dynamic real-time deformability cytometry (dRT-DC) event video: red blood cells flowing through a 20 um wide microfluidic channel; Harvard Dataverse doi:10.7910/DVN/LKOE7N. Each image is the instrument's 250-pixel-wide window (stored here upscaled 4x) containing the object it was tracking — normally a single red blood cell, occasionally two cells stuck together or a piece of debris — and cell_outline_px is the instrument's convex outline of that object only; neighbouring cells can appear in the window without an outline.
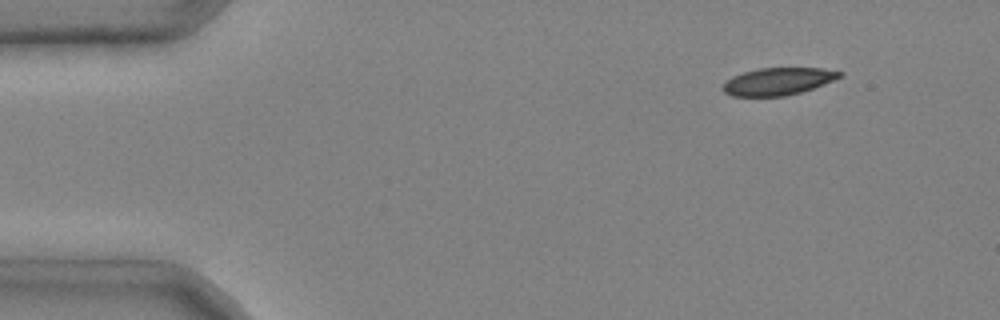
{"species": "common noctule bat (a hibernating species)", "species_latin": "Nyctalus noctula", "temperature_condition": "cold", "stored_images_in_passage": 3, "camera_frame_rate_fps": 3000, "um_per_image_px": 0.085, "animal": {"sex": "male", "body_mass_g": 20.4}, "frame": {"image": 1, "passage_image": 1, "time_ms": 0.0, "image_size_px": [1000, 320], "cell_outline_px": [[844, 72], [840, 76], [824, 84], [800, 92], [784, 96], [732, 96], [724, 92], [720, 88], [732, 76], [744, 72], [760, 68], [824, 68]], "centroid_in_image_um": [66.11, 6.91], "position_along_channel_um": 18.9, "area_um2": 18.44}}